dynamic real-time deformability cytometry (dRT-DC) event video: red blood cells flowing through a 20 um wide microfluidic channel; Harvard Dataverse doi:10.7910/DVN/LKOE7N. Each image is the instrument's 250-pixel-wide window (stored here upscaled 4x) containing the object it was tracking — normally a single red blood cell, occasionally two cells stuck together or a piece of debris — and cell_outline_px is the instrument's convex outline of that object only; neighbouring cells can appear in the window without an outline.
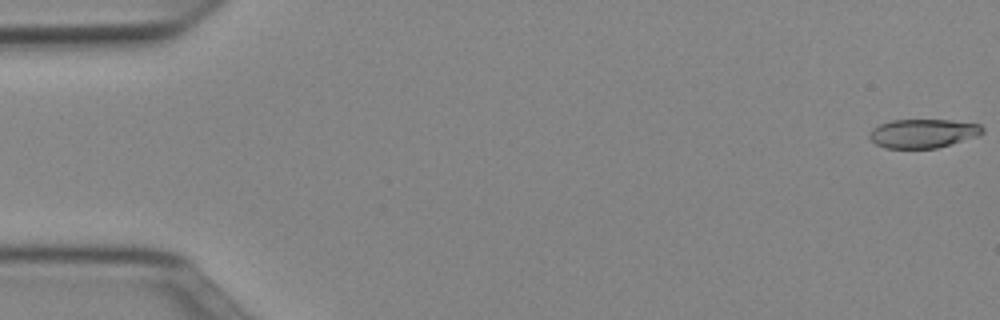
{"species": "Egyptian fruit bat (a non-hibernating species)", "species_latin": "Rousettus aegyptiacus", "temperature_condition": "cold", "stored_images_in_passage": 51, "camera_frame_rate_fps": 3000, "um_per_image_px": 0.085, "animal": {"sex": "female"}, "frame": {"image": 1, "passage_image": 1, "time_ms": 0.0, "image_size_px": [1000, 320], "cell_outline_px": [[984, 132], [976, 136], [936, 148], [884, 148], [876, 144], [868, 136], [872, 128], [880, 124], [892, 120], [952, 120], [980, 124], [984, 128]], "centroid_in_image_um": [78.44, 11.33], "position_along_channel_um": 6.6, "area_um2": 18.9}}
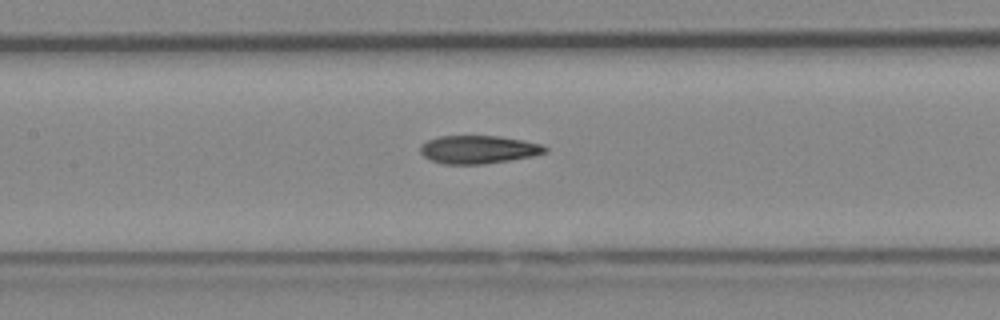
{"frame": {"image": 2, "passage_image": 24, "time_ms": 7.667, "image_size_px": [1000, 320], "cell_outline_px": [[548, 152], [536, 156], [484, 164], [444, 164], [432, 160], [424, 156], [420, 152], [420, 148], [428, 140], [440, 136], [500, 136], [524, 140], [540, 144], [548, 148]], "centroid_in_image_um": [40.73, 12.71], "position_along_channel_um": 166.7, "area_um2": 20.46}}
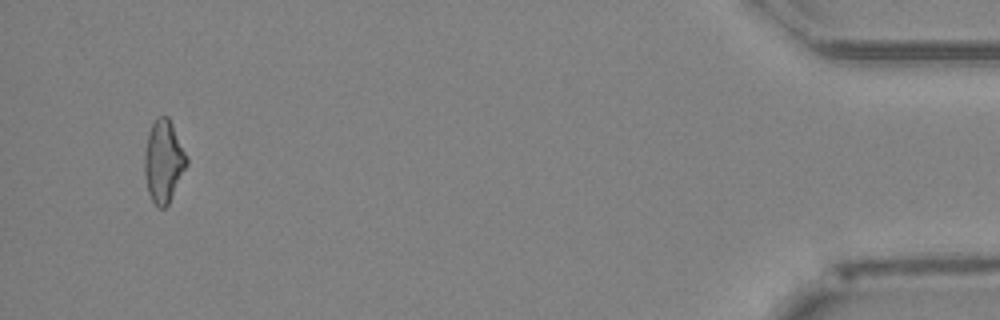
{"frame": {"image": 3, "passage_image": 49, "time_ms": 16.0, "image_size_px": [1000, 320], "cell_outline_px": [[188, 164], [168, 204], [164, 208], [156, 208], [148, 192], [144, 172], [144, 152], [148, 132], [156, 116], [168, 116], [172, 124], [188, 160]], "centroid_in_image_um": [13.88, 13.72], "position_along_channel_um": 421.3, "area_um2": 20.17}, "authors_computed_cell_mechanics": {"area_um2": 20.2878, "velocity_mm_per_s": 3.9952, "shape_relaxation_time_tau1_ms": 8.9956, "shape_relaxation_time_tau2_ms": 4.5179, "deformation_change_tau1": 0.2399, "deformation_change_tau2": 0.1503}}